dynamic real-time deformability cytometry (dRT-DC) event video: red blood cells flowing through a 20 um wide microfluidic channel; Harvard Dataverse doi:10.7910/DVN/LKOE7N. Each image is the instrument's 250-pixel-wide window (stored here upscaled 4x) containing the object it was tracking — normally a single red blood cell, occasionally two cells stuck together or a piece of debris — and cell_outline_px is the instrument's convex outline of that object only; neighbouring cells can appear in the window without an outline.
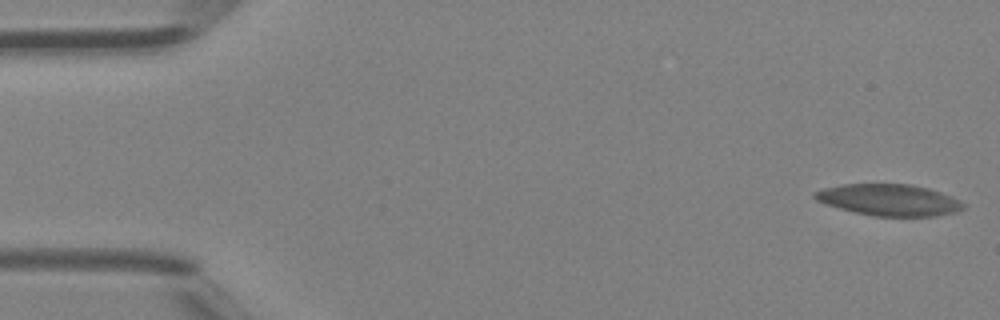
{"species": "Egyptian fruit bat (a non-hibernating species)", "species_latin": "Rousettus aegyptiacus", "temperature_condition": "room temperature", "stored_images_in_passage": 4, "camera_frame_rate_fps": 3000, "um_per_image_px": 0.085, "animal": {"sex": "female"}, "frame": {"image": 1, "passage_image": 1, "time_ms": 0.0, "image_size_px": [1000, 320], "cell_outline_px": [[968, 204], [964, 208], [956, 212], [936, 216], [872, 216], [824, 204], [816, 200], [812, 196], [812, 192], [824, 188], [844, 184], [908, 184], [928, 188], [940, 192], [960, 200]], "centroid_in_image_um": [75.58, 16.99], "position_along_channel_um": 9.4, "area_um2": 27.34}}